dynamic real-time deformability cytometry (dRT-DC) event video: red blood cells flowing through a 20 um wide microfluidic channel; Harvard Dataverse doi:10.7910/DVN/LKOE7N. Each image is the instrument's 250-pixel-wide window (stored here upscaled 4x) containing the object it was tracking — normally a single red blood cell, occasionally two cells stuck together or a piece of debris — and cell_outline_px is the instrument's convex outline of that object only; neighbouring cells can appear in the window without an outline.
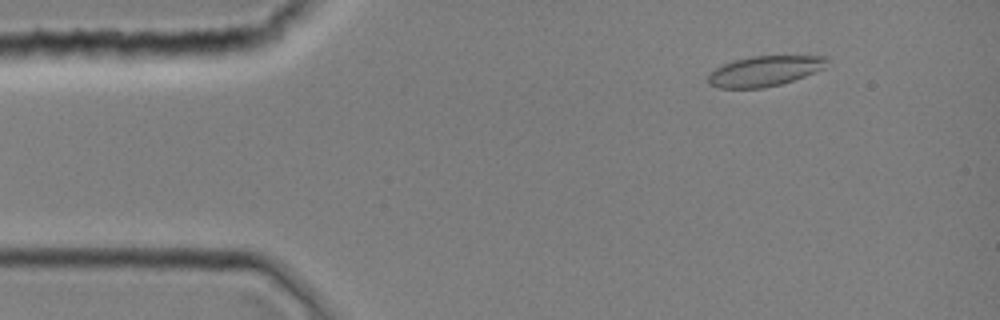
{"species": "common noctule bat (a hibernating species)", "species_latin": "Nyctalus noctula", "temperature_condition": "room temperature", "stored_images_in_passage": 10, "camera_frame_rate_fps": 3000, "um_per_image_px": 0.085, "animal": {"sex": "female", "body_mass_g": 19.0, "forearm_length_mm": 51.5}, "frame": {"image": 1, "passage_image": 5, "time_ms": 1.333, "image_size_px": [1000, 320], "cell_outline_px": [[828, 60], [824, 68], [804, 76], [780, 84], [764, 88], [716, 88], [708, 84], [708, 76], [716, 68], [732, 60], [752, 56], [828, 56]], "centroid_in_image_um": [64.97, 6.04], "position_along_channel_um": 20.0, "area_um2": 20.87}}